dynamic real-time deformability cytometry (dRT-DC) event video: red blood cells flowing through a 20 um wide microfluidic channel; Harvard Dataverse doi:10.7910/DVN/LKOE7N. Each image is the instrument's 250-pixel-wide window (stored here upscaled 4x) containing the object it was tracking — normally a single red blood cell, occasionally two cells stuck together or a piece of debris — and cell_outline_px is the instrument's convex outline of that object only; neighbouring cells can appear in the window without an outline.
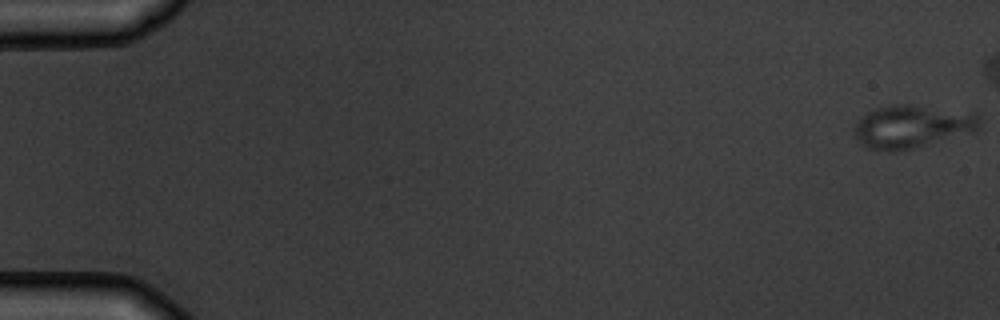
{"species": "common noctule bat (a hibernating species)", "species_latin": "Nyctalus noctula", "temperature_condition": "warm", "stored_images_in_passage": 7, "camera_frame_rate_fps": 3000, "um_per_image_px": 0.085, "animal": {"sex": "male", "body_mass_g": 19.5, "forearm_length_mm": 54.6}, "frame": {"image": 1, "passage_image": 1, "time_ms": 0.0, "image_size_px": [1000, 320], "cell_outline_px": [[984, 120], [980, 132], [912, 148], [892, 152], [888, 152], [868, 148], [860, 144], [852, 136], [856, 124], [860, 116], [876, 108], [888, 104], [908, 104], [976, 112]], "centroid_in_image_um": [77.61, 10.75], "position_along_channel_um": 7.4, "area_um2": 32.54}}